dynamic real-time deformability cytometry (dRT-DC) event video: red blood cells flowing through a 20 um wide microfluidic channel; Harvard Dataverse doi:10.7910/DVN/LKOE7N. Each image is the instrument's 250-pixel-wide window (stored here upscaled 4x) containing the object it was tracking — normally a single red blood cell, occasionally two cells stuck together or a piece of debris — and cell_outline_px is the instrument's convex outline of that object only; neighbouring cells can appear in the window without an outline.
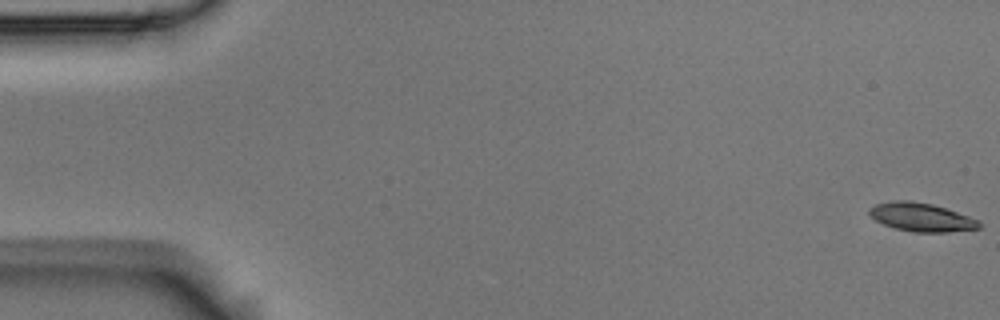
{"species": "Egyptian fruit bat (a non-hibernating species)", "species_latin": "Rousettus aegyptiacus", "temperature_condition": "room temperature", "stored_images_in_passage": 4, "segment_of_instrument_passage": [2, 2], "camera_frame_rate_fps": 3000, "um_per_image_px": 0.085, "animal": {"sex": "male"}, "frame": {"image": 1, "passage_image": 4, "time_ms": 1.0, "image_size_px": [1000, 320], "cell_outline_px": [[984, 224], [980, 228], [948, 232], [916, 232], [896, 228], [884, 224], [876, 220], [868, 212], [868, 208], [876, 204], [896, 200], [908, 200], [932, 204], [980, 220]], "centroid_in_image_um": [78.35, 18.46], "position_along_channel_um": 6.7, "area_um2": 18.09}}